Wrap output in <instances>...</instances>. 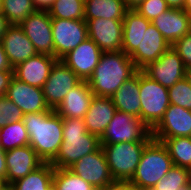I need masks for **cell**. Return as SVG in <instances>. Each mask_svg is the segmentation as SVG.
Returning <instances> with one entry per match:
<instances>
[{
  "mask_svg": "<svg viewBox=\"0 0 191 190\" xmlns=\"http://www.w3.org/2000/svg\"><path fill=\"white\" fill-rule=\"evenodd\" d=\"M153 138L191 137V110L170 104L152 129Z\"/></svg>",
  "mask_w": 191,
  "mask_h": 190,
  "instance_id": "16",
  "label": "cell"
},
{
  "mask_svg": "<svg viewBox=\"0 0 191 190\" xmlns=\"http://www.w3.org/2000/svg\"><path fill=\"white\" fill-rule=\"evenodd\" d=\"M169 8L183 9L186 0H165Z\"/></svg>",
  "mask_w": 191,
  "mask_h": 190,
  "instance_id": "44",
  "label": "cell"
},
{
  "mask_svg": "<svg viewBox=\"0 0 191 190\" xmlns=\"http://www.w3.org/2000/svg\"><path fill=\"white\" fill-rule=\"evenodd\" d=\"M2 2L3 0H0V12H2Z\"/></svg>",
  "mask_w": 191,
  "mask_h": 190,
  "instance_id": "52",
  "label": "cell"
},
{
  "mask_svg": "<svg viewBox=\"0 0 191 190\" xmlns=\"http://www.w3.org/2000/svg\"><path fill=\"white\" fill-rule=\"evenodd\" d=\"M37 10H48L55 0H32Z\"/></svg>",
  "mask_w": 191,
  "mask_h": 190,
  "instance_id": "42",
  "label": "cell"
},
{
  "mask_svg": "<svg viewBox=\"0 0 191 190\" xmlns=\"http://www.w3.org/2000/svg\"><path fill=\"white\" fill-rule=\"evenodd\" d=\"M100 190H137L129 181H114Z\"/></svg>",
  "mask_w": 191,
  "mask_h": 190,
  "instance_id": "39",
  "label": "cell"
},
{
  "mask_svg": "<svg viewBox=\"0 0 191 190\" xmlns=\"http://www.w3.org/2000/svg\"><path fill=\"white\" fill-rule=\"evenodd\" d=\"M0 71H13V67L9 62L8 56L6 55L1 42H0Z\"/></svg>",
  "mask_w": 191,
  "mask_h": 190,
  "instance_id": "40",
  "label": "cell"
},
{
  "mask_svg": "<svg viewBox=\"0 0 191 190\" xmlns=\"http://www.w3.org/2000/svg\"><path fill=\"white\" fill-rule=\"evenodd\" d=\"M116 111L110 97L94 96L83 118L87 132L100 138Z\"/></svg>",
  "mask_w": 191,
  "mask_h": 190,
  "instance_id": "23",
  "label": "cell"
},
{
  "mask_svg": "<svg viewBox=\"0 0 191 190\" xmlns=\"http://www.w3.org/2000/svg\"><path fill=\"white\" fill-rule=\"evenodd\" d=\"M172 47L181 57L185 68L191 67V31L179 38Z\"/></svg>",
  "mask_w": 191,
  "mask_h": 190,
  "instance_id": "37",
  "label": "cell"
},
{
  "mask_svg": "<svg viewBox=\"0 0 191 190\" xmlns=\"http://www.w3.org/2000/svg\"><path fill=\"white\" fill-rule=\"evenodd\" d=\"M185 78L189 81L190 85H191V67L186 69V75Z\"/></svg>",
  "mask_w": 191,
  "mask_h": 190,
  "instance_id": "47",
  "label": "cell"
},
{
  "mask_svg": "<svg viewBox=\"0 0 191 190\" xmlns=\"http://www.w3.org/2000/svg\"><path fill=\"white\" fill-rule=\"evenodd\" d=\"M127 10L124 0H85L84 19L123 20Z\"/></svg>",
  "mask_w": 191,
  "mask_h": 190,
  "instance_id": "26",
  "label": "cell"
},
{
  "mask_svg": "<svg viewBox=\"0 0 191 190\" xmlns=\"http://www.w3.org/2000/svg\"><path fill=\"white\" fill-rule=\"evenodd\" d=\"M179 190H191V181L183 187H181Z\"/></svg>",
  "mask_w": 191,
  "mask_h": 190,
  "instance_id": "49",
  "label": "cell"
},
{
  "mask_svg": "<svg viewBox=\"0 0 191 190\" xmlns=\"http://www.w3.org/2000/svg\"><path fill=\"white\" fill-rule=\"evenodd\" d=\"M173 166L165 145L152 139L144 148L137 169L129 181L137 190L153 188Z\"/></svg>",
  "mask_w": 191,
  "mask_h": 190,
  "instance_id": "4",
  "label": "cell"
},
{
  "mask_svg": "<svg viewBox=\"0 0 191 190\" xmlns=\"http://www.w3.org/2000/svg\"><path fill=\"white\" fill-rule=\"evenodd\" d=\"M170 47L171 45L158 29L150 23L140 38V45L129 57L136 68L141 71L149 63L161 57Z\"/></svg>",
  "mask_w": 191,
  "mask_h": 190,
  "instance_id": "17",
  "label": "cell"
},
{
  "mask_svg": "<svg viewBox=\"0 0 191 190\" xmlns=\"http://www.w3.org/2000/svg\"><path fill=\"white\" fill-rule=\"evenodd\" d=\"M139 90V71L125 81L110 97L117 111L129 113L141 118V102Z\"/></svg>",
  "mask_w": 191,
  "mask_h": 190,
  "instance_id": "24",
  "label": "cell"
},
{
  "mask_svg": "<svg viewBox=\"0 0 191 190\" xmlns=\"http://www.w3.org/2000/svg\"><path fill=\"white\" fill-rule=\"evenodd\" d=\"M142 190H154V189H152V188H147V189H142Z\"/></svg>",
  "mask_w": 191,
  "mask_h": 190,
  "instance_id": "53",
  "label": "cell"
},
{
  "mask_svg": "<svg viewBox=\"0 0 191 190\" xmlns=\"http://www.w3.org/2000/svg\"><path fill=\"white\" fill-rule=\"evenodd\" d=\"M0 42L13 68L38 54L34 45L19 25L11 24Z\"/></svg>",
  "mask_w": 191,
  "mask_h": 190,
  "instance_id": "21",
  "label": "cell"
},
{
  "mask_svg": "<svg viewBox=\"0 0 191 190\" xmlns=\"http://www.w3.org/2000/svg\"><path fill=\"white\" fill-rule=\"evenodd\" d=\"M55 168L50 162H44L34 171L11 184L13 190H47L53 183Z\"/></svg>",
  "mask_w": 191,
  "mask_h": 190,
  "instance_id": "27",
  "label": "cell"
},
{
  "mask_svg": "<svg viewBox=\"0 0 191 190\" xmlns=\"http://www.w3.org/2000/svg\"><path fill=\"white\" fill-rule=\"evenodd\" d=\"M150 79L166 88L185 78L186 68L181 57L171 46L156 61L149 63L141 70Z\"/></svg>",
  "mask_w": 191,
  "mask_h": 190,
  "instance_id": "11",
  "label": "cell"
},
{
  "mask_svg": "<svg viewBox=\"0 0 191 190\" xmlns=\"http://www.w3.org/2000/svg\"><path fill=\"white\" fill-rule=\"evenodd\" d=\"M51 19L47 10H36L19 26L39 54L54 56Z\"/></svg>",
  "mask_w": 191,
  "mask_h": 190,
  "instance_id": "12",
  "label": "cell"
},
{
  "mask_svg": "<svg viewBox=\"0 0 191 190\" xmlns=\"http://www.w3.org/2000/svg\"><path fill=\"white\" fill-rule=\"evenodd\" d=\"M6 97L24 114L51 110L45 102L42 88L31 86L14 76L10 81Z\"/></svg>",
  "mask_w": 191,
  "mask_h": 190,
  "instance_id": "15",
  "label": "cell"
},
{
  "mask_svg": "<svg viewBox=\"0 0 191 190\" xmlns=\"http://www.w3.org/2000/svg\"><path fill=\"white\" fill-rule=\"evenodd\" d=\"M26 145H29V135L22 120L0 128V147L5 152Z\"/></svg>",
  "mask_w": 191,
  "mask_h": 190,
  "instance_id": "29",
  "label": "cell"
},
{
  "mask_svg": "<svg viewBox=\"0 0 191 190\" xmlns=\"http://www.w3.org/2000/svg\"><path fill=\"white\" fill-rule=\"evenodd\" d=\"M151 23L171 46L191 31V16L183 9L169 8Z\"/></svg>",
  "mask_w": 191,
  "mask_h": 190,
  "instance_id": "20",
  "label": "cell"
},
{
  "mask_svg": "<svg viewBox=\"0 0 191 190\" xmlns=\"http://www.w3.org/2000/svg\"><path fill=\"white\" fill-rule=\"evenodd\" d=\"M63 141L56 157L50 162L54 168L68 169L79 159L100 146V138L87 132L84 119L62 118Z\"/></svg>",
  "mask_w": 191,
  "mask_h": 190,
  "instance_id": "3",
  "label": "cell"
},
{
  "mask_svg": "<svg viewBox=\"0 0 191 190\" xmlns=\"http://www.w3.org/2000/svg\"><path fill=\"white\" fill-rule=\"evenodd\" d=\"M75 175L100 190L114 182L110 173L105 153L100 146L95 152L85 155L68 168Z\"/></svg>",
  "mask_w": 191,
  "mask_h": 190,
  "instance_id": "9",
  "label": "cell"
},
{
  "mask_svg": "<svg viewBox=\"0 0 191 190\" xmlns=\"http://www.w3.org/2000/svg\"><path fill=\"white\" fill-rule=\"evenodd\" d=\"M144 0H124L125 6L128 9H135Z\"/></svg>",
  "mask_w": 191,
  "mask_h": 190,
  "instance_id": "45",
  "label": "cell"
},
{
  "mask_svg": "<svg viewBox=\"0 0 191 190\" xmlns=\"http://www.w3.org/2000/svg\"><path fill=\"white\" fill-rule=\"evenodd\" d=\"M139 70L123 51L103 52L88 84L94 96L111 97Z\"/></svg>",
  "mask_w": 191,
  "mask_h": 190,
  "instance_id": "2",
  "label": "cell"
},
{
  "mask_svg": "<svg viewBox=\"0 0 191 190\" xmlns=\"http://www.w3.org/2000/svg\"><path fill=\"white\" fill-rule=\"evenodd\" d=\"M43 163L44 161L30 145L6 151V184H12L16 180L25 177Z\"/></svg>",
  "mask_w": 191,
  "mask_h": 190,
  "instance_id": "19",
  "label": "cell"
},
{
  "mask_svg": "<svg viewBox=\"0 0 191 190\" xmlns=\"http://www.w3.org/2000/svg\"><path fill=\"white\" fill-rule=\"evenodd\" d=\"M170 104L191 110V85L184 78L168 88Z\"/></svg>",
  "mask_w": 191,
  "mask_h": 190,
  "instance_id": "34",
  "label": "cell"
},
{
  "mask_svg": "<svg viewBox=\"0 0 191 190\" xmlns=\"http://www.w3.org/2000/svg\"><path fill=\"white\" fill-rule=\"evenodd\" d=\"M82 80L61 60H58L43 85V94L46 104L55 110L66 96Z\"/></svg>",
  "mask_w": 191,
  "mask_h": 190,
  "instance_id": "10",
  "label": "cell"
},
{
  "mask_svg": "<svg viewBox=\"0 0 191 190\" xmlns=\"http://www.w3.org/2000/svg\"><path fill=\"white\" fill-rule=\"evenodd\" d=\"M93 92L87 81H81L71 89L54 110L62 118H84L89 109Z\"/></svg>",
  "mask_w": 191,
  "mask_h": 190,
  "instance_id": "22",
  "label": "cell"
},
{
  "mask_svg": "<svg viewBox=\"0 0 191 190\" xmlns=\"http://www.w3.org/2000/svg\"><path fill=\"white\" fill-rule=\"evenodd\" d=\"M54 57L60 60L88 38L85 20L51 19Z\"/></svg>",
  "mask_w": 191,
  "mask_h": 190,
  "instance_id": "8",
  "label": "cell"
},
{
  "mask_svg": "<svg viewBox=\"0 0 191 190\" xmlns=\"http://www.w3.org/2000/svg\"><path fill=\"white\" fill-rule=\"evenodd\" d=\"M29 145L44 162H51L63 141L62 117L54 110L24 114Z\"/></svg>",
  "mask_w": 191,
  "mask_h": 190,
  "instance_id": "1",
  "label": "cell"
},
{
  "mask_svg": "<svg viewBox=\"0 0 191 190\" xmlns=\"http://www.w3.org/2000/svg\"><path fill=\"white\" fill-rule=\"evenodd\" d=\"M6 174H7L6 152L0 148V179L5 181V183H6Z\"/></svg>",
  "mask_w": 191,
  "mask_h": 190,
  "instance_id": "41",
  "label": "cell"
},
{
  "mask_svg": "<svg viewBox=\"0 0 191 190\" xmlns=\"http://www.w3.org/2000/svg\"><path fill=\"white\" fill-rule=\"evenodd\" d=\"M85 0H55L47 10L51 18L84 20Z\"/></svg>",
  "mask_w": 191,
  "mask_h": 190,
  "instance_id": "30",
  "label": "cell"
},
{
  "mask_svg": "<svg viewBox=\"0 0 191 190\" xmlns=\"http://www.w3.org/2000/svg\"><path fill=\"white\" fill-rule=\"evenodd\" d=\"M167 148L173 165L191 170V137L154 138Z\"/></svg>",
  "mask_w": 191,
  "mask_h": 190,
  "instance_id": "28",
  "label": "cell"
},
{
  "mask_svg": "<svg viewBox=\"0 0 191 190\" xmlns=\"http://www.w3.org/2000/svg\"><path fill=\"white\" fill-rule=\"evenodd\" d=\"M153 139L152 130L140 117L129 113L116 111L103 135L101 145L126 142H150Z\"/></svg>",
  "mask_w": 191,
  "mask_h": 190,
  "instance_id": "5",
  "label": "cell"
},
{
  "mask_svg": "<svg viewBox=\"0 0 191 190\" xmlns=\"http://www.w3.org/2000/svg\"><path fill=\"white\" fill-rule=\"evenodd\" d=\"M141 120L152 130L170 105L168 88L139 71Z\"/></svg>",
  "mask_w": 191,
  "mask_h": 190,
  "instance_id": "7",
  "label": "cell"
},
{
  "mask_svg": "<svg viewBox=\"0 0 191 190\" xmlns=\"http://www.w3.org/2000/svg\"><path fill=\"white\" fill-rule=\"evenodd\" d=\"M191 181V170L173 165L152 188L154 190H179Z\"/></svg>",
  "mask_w": 191,
  "mask_h": 190,
  "instance_id": "32",
  "label": "cell"
},
{
  "mask_svg": "<svg viewBox=\"0 0 191 190\" xmlns=\"http://www.w3.org/2000/svg\"><path fill=\"white\" fill-rule=\"evenodd\" d=\"M47 190H56V187H55L54 184L52 183Z\"/></svg>",
  "mask_w": 191,
  "mask_h": 190,
  "instance_id": "50",
  "label": "cell"
},
{
  "mask_svg": "<svg viewBox=\"0 0 191 190\" xmlns=\"http://www.w3.org/2000/svg\"><path fill=\"white\" fill-rule=\"evenodd\" d=\"M149 142L101 145L114 181H130Z\"/></svg>",
  "mask_w": 191,
  "mask_h": 190,
  "instance_id": "6",
  "label": "cell"
},
{
  "mask_svg": "<svg viewBox=\"0 0 191 190\" xmlns=\"http://www.w3.org/2000/svg\"><path fill=\"white\" fill-rule=\"evenodd\" d=\"M24 113L6 96L0 97V128L23 120Z\"/></svg>",
  "mask_w": 191,
  "mask_h": 190,
  "instance_id": "35",
  "label": "cell"
},
{
  "mask_svg": "<svg viewBox=\"0 0 191 190\" xmlns=\"http://www.w3.org/2000/svg\"><path fill=\"white\" fill-rule=\"evenodd\" d=\"M13 71H0V97L6 96Z\"/></svg>",
  "mask_w": 191,
  "mask_h": 190,
  "instance_id": "38",
  "label": "cell"
},
{
  "mask_svg": "<svg viewBox=\"0 0 191 190\" xmlns=\"http://www.w3.org/2000/svg\"><path fill=\"white\" fill-rule=\"evenodd\" d=\"M183 10L191 16V0H186Z\"/></svg>",
  "mask_w": 191,
  "mask_h": 190,
  "instance_id": "46",
  "label": "cell"
},
{
  "mask_svg": "<svg viewBox=\"0 0 191 190\" xmlns=\"http://www.w3.org/2000/svg\"><path fill=\"white\" fill-rule=\"evenodd\" d=\"M10 25L11 24L8 22L2 12H0V41Z\"/></svg>",
  "mask_w": 191,
  "mask_h": 190,
  "instance_id": "43",
  "label": "cell"
},
{
  "mask_svg": "<svg viewBox=\"0 0 191 190\" xmlns=\"http://www.w3.org/2000/svg\"><path fill=\"white\" fill-rule=\"evenodd\" d=\"M168 9L169 7L165 0H144L134 10L152 22Z\"/></svg>",
  "mask_w": 191,
  "mask_h": 190,
  "instance_id": "36",
  "label": "cell"
},
{
  "mask_svg": "<svg viewBox=\"0 0 191 190\" xmlns=\"http://www.w3.org/2000/svg\"><path fill=\"white\" fill-rule=\"evenodd\" d=\"M151 21L134 9H128L123 19L122 51L130 56L140 45V38Z\"/></svg>",
  "mask_w": 191,
  "mask_h": 190,
  "instance_id": "25",
  "label": "cell"
},
{
  "mask_svg": "<svg viewBox=\"0 0 191 190\" xmlns=\"http://www.w3.org/2000/svg\"><path fill=\"white\" fill-rule=\"evenodd\" d=\"M54 56L36 54L13 68V76L31 86L43 88L54 64Z\"/></svg>",
  "mask_w": 191,
  "mask_h": 190,
  "instance_id": "18",
  "label": "cell"
},
{
  "mask_svg": "<svg viewBox=\"0 0 191 190\" xmlns=\"http://www.w3.org/2000/svg\"><path fill=\"white\" fill-rule=\"evenodd\" d=\"M102 50L89 37L60 60L82 81H88L98 65Z\"/></svg>",
  "mask_w": 191,
  "mask_h": 190,
  "instance_id": "14",
  "label": "cell"
},
{
  "mask_svg": "<svg viewBox=\"0 0 191 190\" xmlns=\"http://www.w3.org/2000/svg\"><path fill=\"white\" fill-rule=\"evenodd\" d=\"M53 184L56 190H97L69 169L55 168Z\"/></svg>",
  "mask_w": 191,
  "mask_h": 190,
  "instance_id": "33",
  "label": "cell"
},
{
  "mask_svg": "<svg viewBox=\"0 0 191 190\" xmlns=\"http://www.w3.org/2000/svg\"><path fill=\"white\" fill-rule=\"evenodd\" d=\"M0 190H13L11 184H4Z\"/></svg>",
  "mask_w": 191,
  "mask_h": 190,
  "instance_id": "48",
  "label": "cell"
},
{
  "mask_svg": "<svg viewBox=\"0 0 191 190\" xmlns=\"http://www.w3.org/2000/svg\"><path fill=\"white\" fill-rule=\"evenodd\" d=\"M37 9L32 0H3L2 14L10 24L19 25Z\"/></svg>",
  "mask_w": 191,
  "mask_h": 190,
  "instance_id": "31",
  "label": "cell"
},
{
  "mask_svg": "<svg viewBox=\"0 0 191 190\" xmlns=\"http://www.w3.org/2000/svg\"><path fill=\"white\" fill-rule=\"evenodd\" d=\"M4 184H5V181H3V180L0 179V189H1V187H2Z\"/></svg>",
  "mask_w": 191,
  "mask_h": 190,
  "instance_id": "51",
  "label": "cell"
},
{
  "mask_svg": "<svg viewBox=\"0 0 191 190\" xmlns=\"http://www.w3.org/2000/svg\"><path fill=\"white\" fill-rule=\"evenodd\" d=\"M84 20L87 23L88 37L102 52L122 51L123 20L104 18Z\"/></svg>",
  "mask_w": 191,
  "mask_h": 190,
  "instance_id": "13",
  "label": "cell"
}]
</instances>
